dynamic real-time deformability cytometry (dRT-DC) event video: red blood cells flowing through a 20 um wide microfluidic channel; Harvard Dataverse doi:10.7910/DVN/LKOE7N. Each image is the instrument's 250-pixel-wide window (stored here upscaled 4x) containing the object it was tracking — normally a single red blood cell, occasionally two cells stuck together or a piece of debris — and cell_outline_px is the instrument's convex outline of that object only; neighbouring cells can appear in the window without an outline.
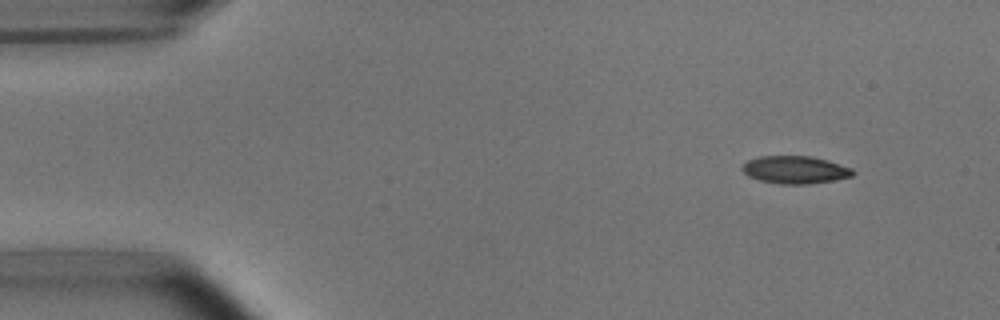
{"species": "common noctule bat (a hibernating species)", "species_latin": "Nyctalus noctula", "temperature_condition": "room temperature", "stored_images_in_passage": 4, "camera_frame_rate_fps": 3000, "um_per_image_px": 0.085, "animal": {"sex": "male", "body_mass_g": 15.6}, "frame": {"image": 1, "passage_image": 2, "time_ms": 1.0, "image_size_px": [1000, 320], "cell_outline_px": [[856, 172], [852, 176], [832, 180], [808, 184], [780, 184], [760, 180], [748, 176], [740, 168], [748, 160], [760, 156], [812, 156], [828, 160], [852, 168]], "centroid_in_image_um": [67.59, 14.42], "position_along_channel_um": 17.4, "area_um2": 17.8}}
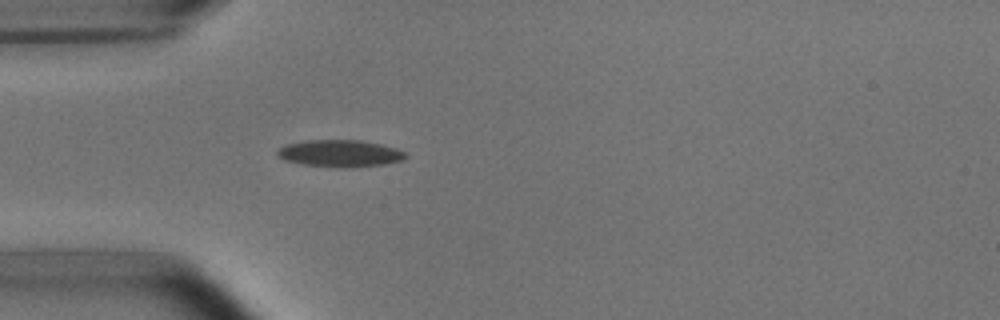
{"frame": {"image": 2, "passage_image": 4, "time_ms": 4.333, "image_size_px": [1000, 320], "cell_outline_px": [[408, 156], [400, 160], [384, 164], [352, 168], [344, 168], [300, 164], [284, 160], [276, 152], [280, 148], [288, 144], [304, 140], [360, 140], [380, 144], [396, 148], [404, 152]], "centroid_in_image_um": [28.9, 13.04], "position_along_channel_um": 56.1, "area_um2": 20.11}}